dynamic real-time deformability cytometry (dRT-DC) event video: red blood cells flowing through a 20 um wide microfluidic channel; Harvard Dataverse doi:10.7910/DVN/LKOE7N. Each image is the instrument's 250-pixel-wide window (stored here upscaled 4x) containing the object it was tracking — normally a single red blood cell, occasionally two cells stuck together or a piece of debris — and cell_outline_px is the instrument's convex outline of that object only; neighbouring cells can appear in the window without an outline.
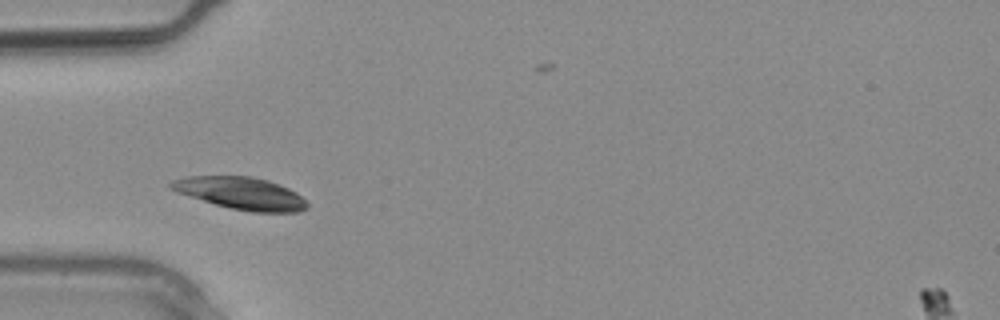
{"species": "common noctule bat (a hibernating species)", "species_latin": "Nyctalus noctula", "temperature_condition": "warm", "stored_images_in_passage": 16, "camera_frame_rate_fps": 3000, "um_per_image_px": 0.085, "animal": {"sex": "male", "body_mass_g": 20.4}, "frame": {"image": 1, "passage_image": 5, "time_ms": 1.333, "image_size_px": [1000, 320], "cell_outline_px": [[308, 208], [300, 212], [252, 212], [232, 208], [216, 204], [176, 192], [168, 188], [168, 184], [172, 180], [188, 176], [252, 176], [268, 180], [280, 184], [296, 192], [308, 204]], "centroid_in_image_um": [20.48, 16.42], "position_along_channel_um": 64.5, "area_um2": 25.55}}
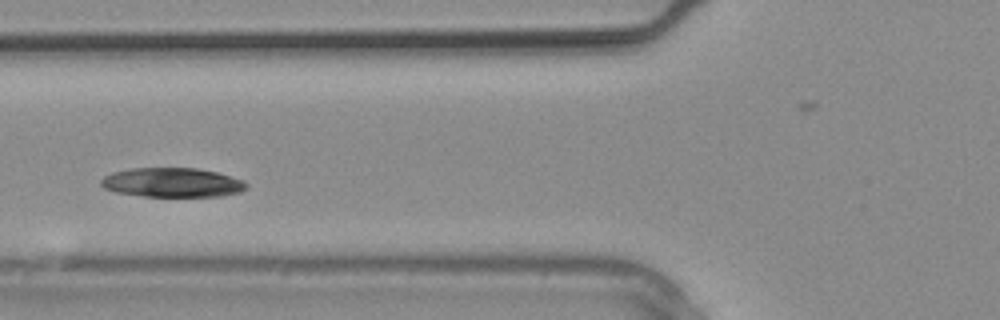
{"frame": {"image": 2, "passage_image": 7, "time_ms": 2.0, "image_size_px": [1000, 320], "cell_outline_px": [[248, 188], [240, 192], [220, 196], [144, 196], [116, 192], [104, 188], [100, 184], [100, 180], [104, 176], [112, 172], [132, 168], [196, 168], [216, 172], [244, 180], [248, 184]], "centroid_in_image_um": [14.65, 15.51], "position_along_channel_um": 111.2, "area_um2": 24.85}}